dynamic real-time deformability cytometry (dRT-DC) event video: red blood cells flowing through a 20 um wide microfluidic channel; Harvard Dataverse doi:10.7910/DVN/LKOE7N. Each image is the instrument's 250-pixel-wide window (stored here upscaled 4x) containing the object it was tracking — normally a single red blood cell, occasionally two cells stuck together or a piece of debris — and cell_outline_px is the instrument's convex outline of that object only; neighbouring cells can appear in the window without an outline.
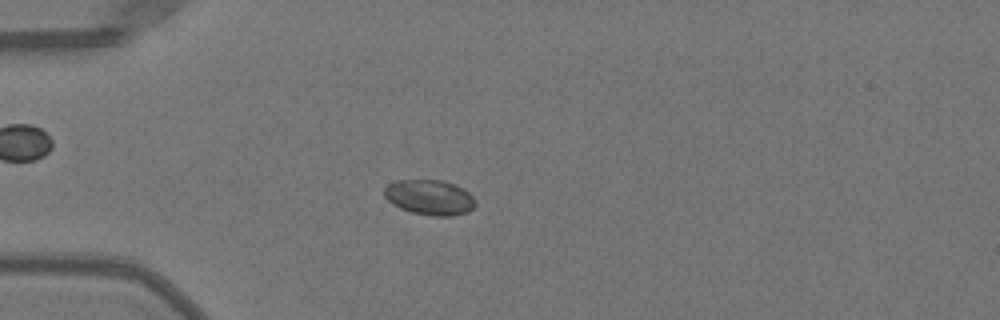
{"species": "Egyptian fruit bat (a non-hibernating species)", "species_latin": "Rousettus aegyptiacus", "temperature_condition": "warm", "stored_images_in_passage": 43, "camera_frame_rate_fps": 3000, "um_per_image_px": 0.085, "animal": {"sex": "female"}, "frame": {"image": 1, "passage_image": 9, "time_ms": 2.667, "image_size_px": [1000, 320], "cell_outline_px": [[476, 204], [468, 212], [452, 216], [432, 216], [412, 212], [400, 208], [392, 204], [384, 196], [384, 188], [388, 184], [396, 180], [440, 180], [452, 184], [468, 192], [476, 200]], "centroid_in_image_um": [36.5, 16.78], "position_along_channel_um": 48.5, "area_um2": 18.61}}
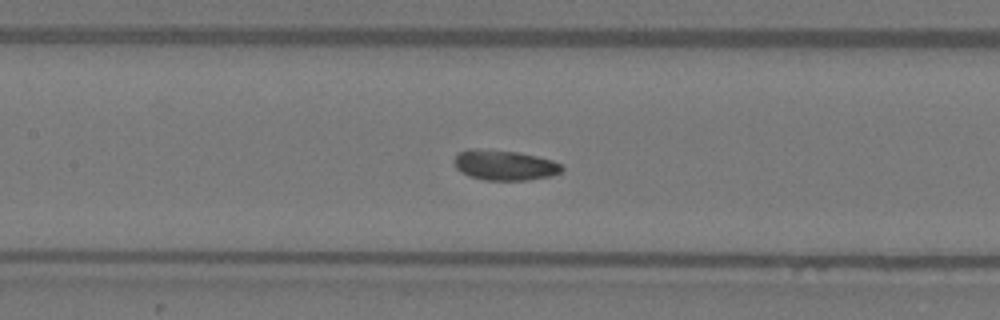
{"frame": {"image": 2, "passage_image": 19, "time_ms": 6.0, "image_size_px": [1000, 320], "cell_outline_px": [[564, 168], [560, 172], [552, 176], [528, 180], [484, 180], [468, 176], [460, 172], [456, 168], [452, 160], [460, 152], [468, 148], [472, 148], [520, 152], [552, 160], [560, 164]], "centroid_in_image_um": [42.85, 14.04], "position_along_channel_um": 164.5, "area_um2": 19.13}}
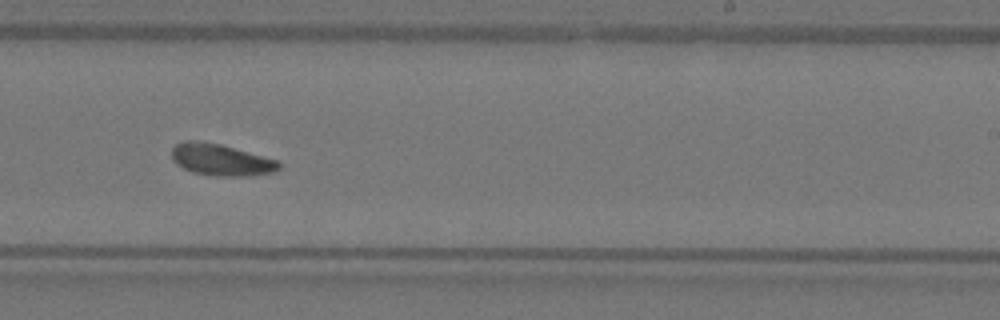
{"frame": {"image": 3, "passage_image": 27, "time_ms": 8.667, "image_size_px": [1000, 320], "cell_outline_px": [[280, 168], [272, 172], [248, 176], [216, 176], [192, 172], [176, 164], [172, 160], [172, 148], [176, 144], [184, 140], [196, 140], [220, 144], [280, 160]], "centroid_in_image_um": [18.78, 13.58], "position_along_channel_um": 270.2, "area_um2": 19.88}}